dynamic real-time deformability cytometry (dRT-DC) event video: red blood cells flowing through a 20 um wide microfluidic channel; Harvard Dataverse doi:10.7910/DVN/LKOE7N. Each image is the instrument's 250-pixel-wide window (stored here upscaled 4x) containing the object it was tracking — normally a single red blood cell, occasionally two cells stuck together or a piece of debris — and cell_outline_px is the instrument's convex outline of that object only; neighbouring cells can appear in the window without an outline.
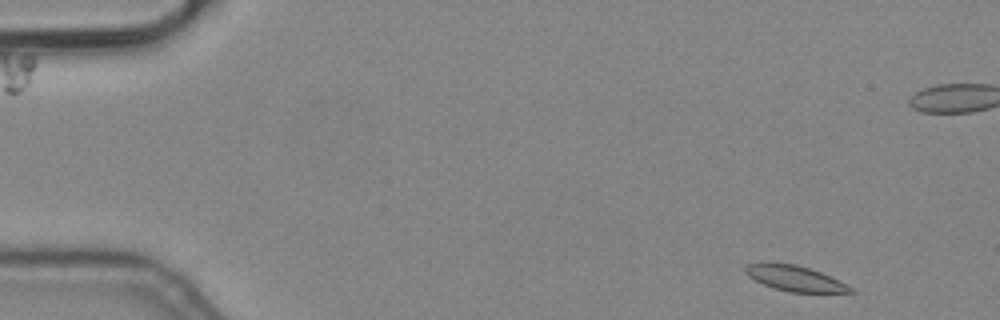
{"species": "common noctule bat (a hibernating species)", "species_latin": "Nyctalus noctula", "temperature_condition": "cold", "stored_images_in_passage": 10, "camera_frame_rate_fps": 3000, "um_per_image_px": 0.085, "animal": {"sex": "male", "body_mass_g": 19.2, "forearm_length_mm": 51.8}, "frame": {"image": 1, "passage_image": 1, "time_ms": 0.0, "image_size_px": [1000, 320], "cell_outline_px": [[856, 292], [788, 292], [764, 284], [748, 276], [744, 272], [744, 268], [748, 264], [768, 260], [796, 264], [820, 272], [852, 288]], "centroid_in_image_um": [67.46, 23.61], "position_along_channel_um": 17.5, "area_um2": 15.55}}
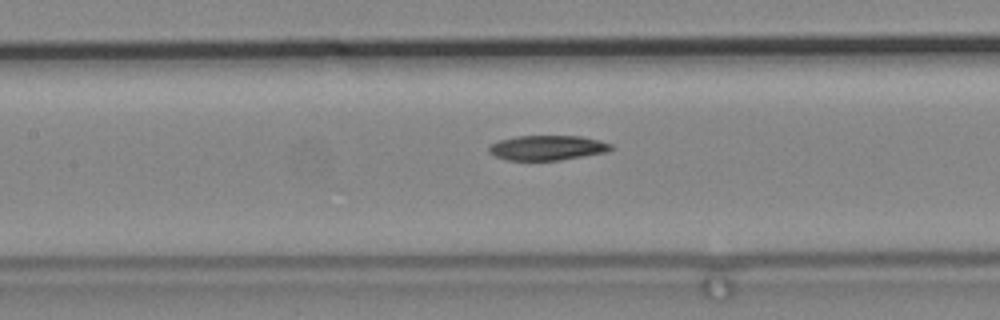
{"frame": {"image": 2, "passage_image": 10, "time_ms": 3.0, "image_size_px": [1000, 320], "cell_outline_px": [[612, 148], [608, 152], [560, 160], [508, 160], [496, 156], [488, 152], [488, 148], [492, 144], [500, 140], [516, 136], [580, 136], [600, 140], [612, 144]], "centroid_in_image_um": [46.55, 12.56], "position_along_channel_um": 160.9, "area_um2": 17.63}}